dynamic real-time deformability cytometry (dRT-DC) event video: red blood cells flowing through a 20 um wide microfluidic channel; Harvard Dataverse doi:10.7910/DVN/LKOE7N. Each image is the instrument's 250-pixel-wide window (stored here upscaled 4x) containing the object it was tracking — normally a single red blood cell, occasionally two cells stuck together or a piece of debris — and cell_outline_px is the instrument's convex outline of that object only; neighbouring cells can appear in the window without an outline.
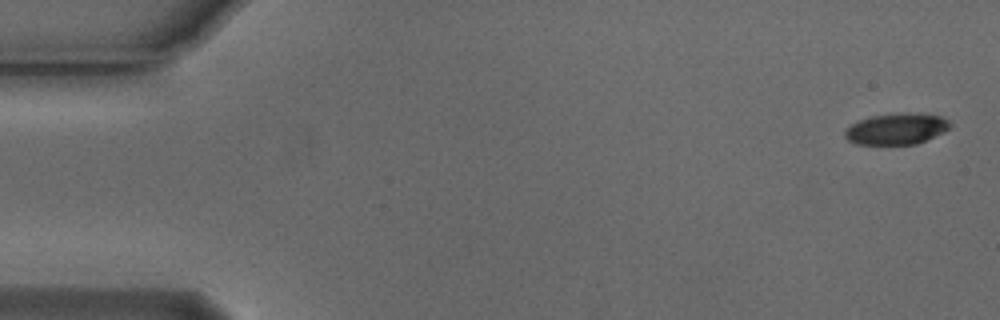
{"species": "Egyptian fruit bat (a non-hibernating species)", "species_latin": "Rousettus aegyptiacus", "temperature_condition": "cold", "stored_images_in_passage": 45, "camera_frame_rate_fps": 3000, "um_per_image_px": 0.085, "animal": {"sex": "male"}, "frame": {"image": 1, "passage_image": 1, "time_ms": 0.0, "image_size_px": [1000, 320], "cell_outline_px": [[952, 124], [948, 128], [916, 144], [856, 144], [848, 140], [844, 136], [844, 132], [852, 124], [860, 120], [872, 116], [904, 112], [908, 112], [940, 116], [948, 120]], "centroid_in_image_um": [76.17, 10.94], "position_along_channel_um": 8.8, "area_um2": 18.73}}
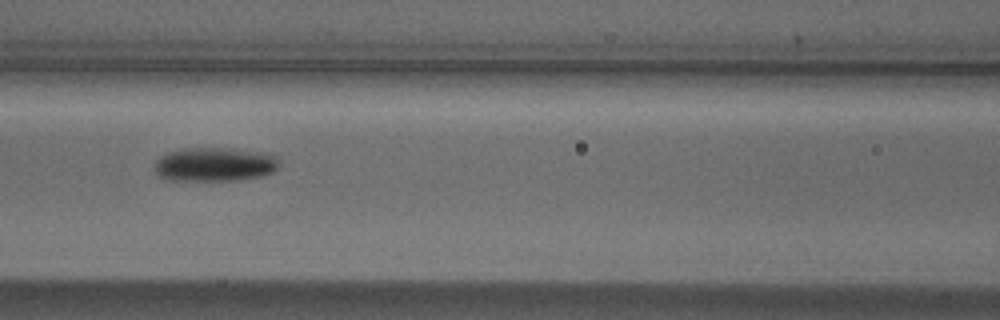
{"frame": {"image": 2, "passage_image": 23, "time_ms": 7.333, "image_size_px": [1000, 320], "cell_outline_px": [[276, 168], [272, 172], [260, 176], [236, 180], [164, 180], [156, 176], [152, 168], [156, 160], [160, 156], [168, 152], [180, 148], [228, 148], [260, 152], [272, 156], [276, 160]], "centroid_in_image_um": [18.09, 13.98], "position_along_channel_um": 148.5, "area_um2": 24.62}}
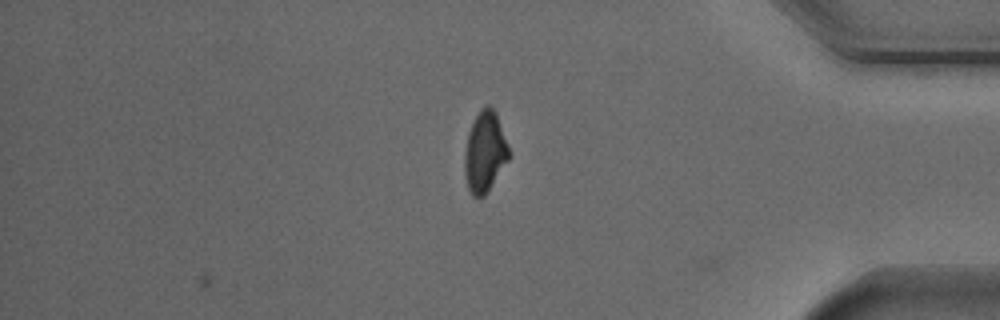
{"frame": {"image": 3, "passage_image": 45, "time_ms": 14.667, "image_size_px": [1000, 320], "cell_outline_px": [[512, 156], [484, 196], [472, 196], [468, 188], [464, 176], [464, 156], [468, 132], [480, 108], [488, 104], [496, 112], [508, 144]], "centroid_in_image_um": [41.23, 12.91], "position_along_channel_um": 394.0, "area_um2": 21.04}, "authors_computed_cell_mechanics": {"area_um2": 21.964, "velocity_mm_per_s": 3.7622, "shape_relaxation_time_tau1_ms": 2.7636, "shape_relaxation_time_tau2_ms": null, "deformation_change_tau1": 0.1388, "deformation_change_tau2": null}}